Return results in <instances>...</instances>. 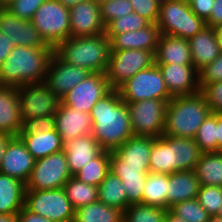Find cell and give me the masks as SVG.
<instances>
[{"instance_id":"6da1fadb","label":"cell","mask_w":222,"mask_h":222,"mask_svg":"<svg viewBox=\"0 0 222 222\" xmlns=\"http://www.w3.org/2000/svg\"><path fill=\"white\" fill-rule=\"evenodd\" d=\"M89 115L92 136L103 150L112 152L134 135L127 104L121 99L118 89H112L101 98Z\"/></svg>"},{"instance_id":"7a4b0ae2","label":"cell","mask_w":222,"mask_h":222,"mask_svg":"<svg viewBox=\"0 0 222 222\" xmlns=\"http://www.w3.org/2000/svg\"><path fill=\"white\" fill-rule=\"evenodd\" d=\"M53 47L15 46L0 68V86L45 82Z\"/></svg>"},{"instance_id":"3957f363","label":"cell","mask_w":222,"mask_h":222,"mask_svg":"<svg viewBox=\"0 0 222 222\" xmlns=\"http://www.w3.org/2000/svg\"><path fill=\"white\" fill-rule=\"evenodd\" d=\"M53 49L54 54L66 63L85 68L91 73L106 72L110 55V40L105 33L69 37Z\"/></svg>"},{"instance_id":"277c9868","label":"cell","mask_w":222,"mask_h":222,"mask_svg":"<svg viewBox=\"0 0 222 222\" xmlns=\"http://www.w3.org/2000/svg\"><path fill=\"white\" fill-rule=\"evenodd\" d=\"M210 113V108L200 91L173 97L166 106L163 135L194 139Z\"/></svg>"},{"instance_id":"5b68a950","label":"cell","mask_w":222,"mask_h":222,"mask_svg":"<svg viewBox=\"0 0 222 222\" xmlns=\"http://www.w3.org/2000/svg\"><path fill=\"white\" fill-rule=\"evenodd\" d=\"M160 33L190 39L206 26L184 0H166L159 4L156 23Z\"/></svg>"},{"instance_id":"8992f818","label":"cell","mask_w":222,"mask_h":222,"mask_svg":"<svg viewBox=\"0 0 222 222\" xmlns=\"http://www.w3.org/2000/svg\"><path fill=\"white\" fill-rule=\"evenodd\" d=\"M30 21L53 48L71 35L69 8L58 0H45Z\"/></svg>"},{"instance_id":"52a82bcc","label":"cell","mask_w":222,"mask_h":222,"mask_svg":"<svg viewBox=\"0 0 222 222\" xmlns=\"http://www.w3.org/2000/svg\"><path fill=\"white\" fill-rule=\"evenodd\" d=\"M24 207L52 222H74L75 209L63 188L25 190Z\"/></svg>"},{"instance_id":"ba28073f","label":"cell","mask_w":222,"mask_h":222,"mask_svg":"<svg viewBox=\"0 0 222 222\" xmlns=\"http://www.w3.org/2000/svg\"><path fill=\"white\" fill-rule=\"evenodd\" d=\"M118 91L124 102L145 99H160L169 102L173 98L166 87L161 70L156 64L129 78L118 88Z\"/></svg>"},{"instance_id":"9c48e42d","label":"cell","mask_w":222,"mask_h":222,"mask_svg":"<svg viewBox=\"0 0 222 222\" xmlns=\"http://www.w3.org/2000/svg\"><path fill=\"white\" fill-rule=\"evenodd\" d=\"M153 64H155V56L148 50L110 51L106 78L112 89H118L129 78L139 71L150 68Z\"/></svg>"},{"instance_id":"30bf717a","label":"cell","mask_w":222,"mask_h":222,"mask_svg":"<svg viewBox=\"0 0 222 222\" xmlns=\"http://www.w3.org/2000/svg\"><path fill=\"white\" fill-rule=\"evenodd\" d=\"M71 177L67 157L62 150L36 160L25 188L26 190L60 189Z\"/></svg>"},{"instance_id":"8fae6325","label":"cell","mask_w":222,"mask_h":222,"mask_svg":"<svg viewBox=\"0 0 222 222\" xmlns=\"http://www.w3.org/2000/svg\"><path fill=\"white\" fill-rule=\"evenodd\" d=\"M167 103L160 99L126 102L133 134L152 138L163 135Z\"/></svg>"},{"instance_id":"7c38bea8","label":"cell","mask_w":222,"mask_h":222,"mask_svg":"<svg viewBox=\"0 0 222 222\" xmlns=\"http://www.w3.org/2000/svg\"><path fill=\"white\" fill-rule=\"evenodd\" d=\"M22 122L31 118L54 116L61 99L43 82L18 87Z\"/></svg>"},{"instance_id":"4fadbf2b","label":"cell","mask_w":222,"mask_h":222,"mask_svg":"<svg viewBox=\"0 0 222 222\" xmlns=\"http://www.w3.org/2000/svg\"><path fill=\"white\" fill-rule=\"evenodd\" d=\"M112 90L105 73H91L67 92L61 103L81 112L90 113L93 106Z\"/></svg>"},{"instance_id":"5bb4252c","label":"cell","mask_w":222,"mask_h":222,"mask_svg":"<svg viewBox=\"0 0 222 222\" xmlns=\"http://www.w3.org/2000/svg\"><path fill=\"white\" fill-rule=\"evenodd\" d=\"M91 72L85 68L71 65L60 60L55 54L51 57L47 69L45 84L60 99L86 79Z\"/></svg>"},{"instance_id":"9a60e30c","label":"cell","mask_w":222,"mask_h":222,"mask_svg":"<svg viewBox=\"0 0 222 222\" xmlns=\"http://www.w3.org/2000/svg\"><path fill=\"white\" fill-rule=\"evenodd\" d=\"M0 33L15 46L52 47L44 41L31 21L18 18L6 8H0Z\"/></svg>"},{"instance_id":"2e32d148","label":"cell","mask_w":222,"mask_h":222,"mask_svg":"<svg viewBox=\"0 0 222 222\" xmlns=\"http://www.w3.org/2000/svg\"><path fill=\"white\" fill-rule=\"evenodd\" d=\"M70 37L94 36L105 33L100 4L87 0L69 9Z\"/></svg>"},{"instance_id":"e0dca14e","label":"cell","mask_w":222,"mask_h":222,"mask_svg":"<svg viewBox=\"0 0 222 222\" xmlns=\"http://www.w3.org/2000/svg\"><path fill=\"white\" fill-rule=\"evenodd\" d=\"M161 70L172 97L191 95L200 91L199 74L194 65L156 64Z\"/></svg>"},{"instance_id":"ac0fdd59","label":"cell","mask_w":222,"mask_h":222,"mask_svg":"<svg viewBox=\"0 0 222 222\" xmlns=\"http://www.w3.org/2000/svg\"><path fill=\"white\" fill-rule=\"evenodd\" d=\"M36 159L28 152L22 140L13 137L5 150L0 172L26 183Z\"/></svg>"},{"instance_id":"d6986e66","label":"cell","mask_w":222,"mask_h":222,"mask_svg":"<svg viewBox=\"0 0 222 222\" xmlns=\"http://www.w3.org/2000/svg\"><path fill=\"white\" fill-rule=\"evenodd\" d=\"M55 129L62 143L86 134H92V120L89 113L70 108L60 102L54 115Z\"/></svg>"},{"instance_id":"ffe728a7","label":"cell","mask_w":222,"mask_h":222,"mask_svg":"<svg viewBox=\"0 0 222 222\" xmlns=\"http://www.w3.org/2000/svg\"><path fill=\"white\" fill-rule=\"evenodd\" d=\"M188 42L192 62L198 72L222 53L214 27L205 26L194 37L188 39Z\"/></svg>"},{"instance_id":"44dd1931","label":"cell","mask_w":222,"mask_h":222,"mask_svg":"<svg viewBox=\"0 0 222 222\" xmlns=\"http://www.w3.org/2000/svg\"><path fill=\"white\" fill-rule=\"evenodd\" d=\"M160 35L158 25L150 23L142 29L114 35L110 39V51L140 49L151 51L155 55Z\"/></svg>"},{"instance_id":"7402d4cb","label":"cell","mask_w":222,"mask_h":222,"mask_svg":"<svg viewBox=\"0 0 222 222\" xmlns=\"http://www.w3.org/2000/svg\"><path fill=\"white\" fill-rule=\"evenodd\" d=\"M103 149L92 134L76 137L63 143V152L67 157L69 170L74 176L83 165L96 158Z\"/></svg>"},{"instance_id":"603a6c76","label":"cell","mask_w":222,"mask_h":222,"mask_svg":"<svg viewBox=\"0 0 222 222\" xmlns=\"http://www.w3.org/2000/svg\"><path fill=\"white\" fill-rule=\"evenodd\" d=\"M21 129L18 87L0 86V133L16 137Z\"/></svg>"},{"instance_id":"cb8c5ba5","label":"cell","mask_w":222,"mask_h":222,"mask_svg":"<svg viewBox=\"0 0 222 222\" xmlns=\"http://www.w3.org/2000/svg\"><path fill=\"white\" fill-rule=\"evenodd\" d=\"M155 64L193 65L188 39L161 34L155 52Z\"/></svg>"},{"instance_id":"d4e9b609","label":"cell","mask_w":222,"mask_h":222,"mask_svg":"<svg viewBox=\"0 0 222 222\" xmlns=\"http://www.w3.org/2000/svg\"><path fill=\"white\" fill-rule=\"evenodd\" d=\"M155 138L133 135L112 153L123 163V166L149 167L152 143Z\"/></svg>"},{"instance_id":"484cf974","label":"cell","mask_w":222,"mask_h":222,"mask_svg":"<svg viewBox=\"0 0 222 222\" xmlns=\"http://www.w3.org/2000/svg\"><path fill=\"white\" fill-rule=\"evenodd\" d=\"M199 180L194 170L176 171L168 176L167 210L178 202L197 197Z\"/></svg>"},{"instance_id":"4316f807","label":"cell","mask_w":222,"mask_h":222,"mask_svg":"<svg viewBox=\"0 0 222 222\" xmlns=\"http://www.w3.org/2000/svg\"><path fill=\"white\" fill-rule=\"evenodd\" d=\"M25 183L0 172V214L17 215L24 207Z\"/></svg>"},{"instance_id":"83f0119b","label":"cell","mask_w":222,"mask_h":222,"mask_svg":"<svg viewBox=\"0 0 222 222\" xmlns=\"http://www.w3.org/2000/svg\"><path fill=\"white\" fill-rule=\"evenodd\" d=\"M18 137L36 160L63 150L61 136L56 129L45 133L18 134Z\"/></svg>"},{"instance_id":"f1b7e54d","label":"cell","mask_w":222,"mask_h":222,"mask_svg":"<svg viewBox=\"0 0 222 222\" xmlns=\"http://www.w3.org/2000/svg\"><path fill=\"white\" fill-rule=\"evenodd\" d=\"M201 151L193 138L172 136L174 172L194 170Z\"/></svg>"},{"instance_id":"f546056e","label":"cell","mask_w":222,"mask_h":222,"mask_svg":"<svg viewBox=\"0 0 222 222\" xmlns=\"http://www.w3.org/2000/svg\"><path fill=\"white\" fill-rule=\"evenodd\" d=\"M200 186L222 187V154L203 152L194 169Z\"/></svg>"},{"instance_id":"4dcf8cb0","label":"cell","mask_w":222,"mask_h":222,"mask_svg":"<svg viewBox=\"0 0 222 222\" xmlns=\"http://www.w3.org/2000/svg\"><path fill=\"white\" fill-rule=\"evenodd\" d=\"M98 201L124 212L130 205L127 202L126 190L113 172L109 171L98 186Z\"/></svg>"},{"instance_id":"1f68e13d","label":"cell","mask_w":222,"mask_h":222,"mask_svg":"<svg viewBox=\"0 0 222 222\" xmlns=\"http://www.w3.org/2000/svg\"><path fill=\"white\" fill-rule=\"evenodd\" d=\"M150 173L172 174L174 164L172 156V136L161 135L155 138L150 153Z\"/></svg>"},{"instance_id":"d6a6232c","label":"cell","mask_w":222,"mask_h":222,"mask_svg":"<svg viewBox=\"0 0 222 222\" xmlns=\"http://www.w3.org/2000/svg\"><path fill=\"white\" fill-rule=\"evenodd\" d=\"M74 222H123V212L97 201L76 209Z\"/></svg>"},{"instance_id":"836d02e7","label":"cell","mask_w":222,"mask_h":222,"mask_svg":"<svg viewBox=\"0 0 222 222\" xmlns=\"http://www.w3.org/2000/svg\"><path fill=\"white\" fill-rule=\"evenodd\" d=\"M168 174L148 172L142 196V204L167 210Z\"/></svg>"},{"instance_id":"e575fe53","label":"cell","mask_w":222,"mask_h":222,"mask_svg":"<svg viewBox=\"0 0 222 222\" xmlns=\"http://www.w3.org/2000/svg\"><path fill=\"white\" fill-rule=\"evenodd\" d=\"M110 157L111 152L103 150L96 158L83 165L74 177L98 187L110 171Z\"/></svg>"},{"instance_id":"d590c367","label":"cell","mask_w":222,"mask_h":222,"mask_svg":"<svg viewBox=\"0 0 222 222\" xmlns=\"http://www.w3.org/2000/svg\"><path fill=\"white\" fill-rule=\"evenodd\" d=\"M63 189L75 210L98 201V187L84 183L74 176L65 183Z\"/></svg>"},{"instance_id":"8d00e7d4","label":"cell","mask_w":222,"mask_h":222,"mask_svg":"<svg viewBox=\"0 0 222 222\" xmlns=\"http://www.w3.org/2000/svg\"><path fill=\"white\" fill-rule=\"evenodd\" d=\"M166 209L145 205L131 204L123 212V222H164Z\"/></svg>"},{"instance_id":"74e56055","label":"cell","mask_w":222,"mask_h":222,"mask_svg":"<svg viewBox=\"0 0 222 222\" xmlns=\"http://www.w3.org/2000/svg\"><path fill=\"white\" fill-rule=\"evenodd\" d=\"M150 22L137 13L126 14L123 17L112 20L105 27V34L109 40L114 35H119L129 31H135L148 26Z\"/></svg>"},{"instance_id":"f35d334b","label":"cell","mask_w":222,"mask_h":222,"mask_svg":"<svg viewBox=\"0 0 222 222\" xmlns=\"http://www.w3.org/2000/svg\"><path fill=\"white\" fill-rule=\"evenodd\" d=\"M174 215L186 222H208L210 215L197 199L178 202L169 209Z\"/></svg>"},{"instance_id":"ab89813d","label":"cell","mask_w":222,"mask_h":222,"mask_svg":"<svg viewBox=\"0 0 222 222\" xmlns=\"http://www.w3.org/2000/svg\"><path fill=\"white\" fill-rule=\"evenodd\" d=\"M216 126L217 113H210L194 138L202 153L216 152Z\"/></svg>"},{"instance_id":"60d3db41","label":"cell","mask_w":222,"mask_h":222,"mask_svg":"<svg viewBox=\"0 0 222 222\" xmlns=\"http://www.w3.org/2000/svg\"><path fill=\"white\" fill-rule=\"evenodd\" d=\"M196 199L210 216H216L222 204V187L200 186Z\"/></svg>"},{"instance_id":"b9f144b4","label":"cell","mask_w":222,"mask_h":222,"mask_svg":"<svg viewBox=\"0 0 222 222\" xmlns=\"http://www.w3.org/2000/svg\"><path fill=\"white\" fill-rule=\"evenodd\" d=\"M134 12L129 0H107L100 4L101 20L105 27L114 19Z\"/></svg>"},{"instance_id":"7bdbcfd3","label":"cell","mask_w":222,"mask_h":222,"mask_svg":"<svg viewBox=\"0 0 222 222\" xmlns=\"http://www.w3.org/2000/svg\"><path fill=\"white\" fill-rule=\"evenodd\" d=\"M110 171L120 180L132 178H146L149 167L123 166V163L111 152Z\"/></svg>"},{"instance_id":"ee69618b","label":"cell","mask_w":222,"mask_h":222,"mask_svg":"<svg viewBox=\"0 0 222 222\" xmlns=\"http://www.w3.org/2000/svg\"><path fill=\"white\" fill-rule=\"evenodd\" d=\"M200 92L205 97L211 113H222V81L204 84Z\"/></svg>"},{"instance_id":"f6af8a7d","label":"cell","mask_w":222,"mask_h":222,"mask_svg":"<svg viewBox=\"0 0 222 222\" xmlns=\"http://www.w3.org/2000/svg\"><path fill=\"white\" fill-rule=\"evenodd\" d=\"M44 1L45 0H15L8 5L6 9L18 18L30 21Z\"/></svg>"},{"instance_id":"bcb514c9","label":"cell","mask_w":222,"mask_h":222,"mask_svg":"<svg viewBox=\"0 0 222 222\" xmlns=\"http://www.w3.org/2000/svg\"><path fill=\"white\" fill-rule=\"evenodd\" d=\"M55 129L54 116L38 117L24 120L19 134L45 133Z\"/></svg>"},{"instance_id":"7dc6e473","label":"cell","mask_w":222,"mask_h":222,"mask_svg":"<svg viewBox=\"0 0 222 222\" xmlns=\"http://www.w3.org/2000/svg\"><path fill=\"white\" fill-rule=\"evenodd\" d=\"M199 88L204 84L222 81V53L199 72Z\"/></svg>"},{"instance_id":"c3c4849f","label":"cell","mask_w":222,"mask_h":222,"mask_svg":"<svg viewBox=\"0 0 222 222\" xmlns=\"http://www.w3.org/2000/svg\"><path fill=\"white\" fill-rule=\"evenodd\" d=\"M134 13L147 19L150 23H157L159 17V2L156 0H129Z\"/></svg>"},{"instance_id":"681fc988","label":"cell","mask_w":222,"mask_h":222,"mask_svg":"<svg viewBox=\"0 0 222 222\" xmlns=\"http://www.w3.org/2000/svg\"><path fill=\"white\" fill-rule=\"evenodd\" d=\"M146 178L123 179L127 202L131 204L142 203L143 190Z\"/></svg>"},{"instance_id":"f907efd6","label":"cell","mask_w":222,"mask_h":222,"mask_svg":"<svg viewBox=\"0 0 222 222\" xmlns=\"http://www.w3.org/2000/svg\"><path fill=\"white\" fill-rule=\"evenodd\" d=\"M215 0H192L189 5L191 10L205 22L209 19Z\"/></svg>"},{"instance_id":"816d5d0a","label":"cell","mask_w":222,"mask_h":222,"mask_svg":"<svg viewBox=\"0 0 222 222\" xmlns=\"http://www.w3.org/2000/svg\"><path fill=\"white\" fill-rule=\"evenodd\" d=\"M211 9V15L206 21V26L216 28L222 25V0H215Z\"/></svg>"},{"instance_id":"f5cc1de1","label":"cell","mask_w":222,"mask_h":222,"mask_svg":"<svg viewBox=\"0 0 222 222\" xmlns=\"http://www.w3.org/2000/svg\"><path fill=\"white\" fill-rule=\"evenodd\" d=\"M16 222H52L48 218L28 211L23 207L16 215Z\"/></svg>"},{"instance_id":"db71d44e","label":"cell","mask_w":222,"mask_h":222,"mask_svg":"<svg viewBox=\"0 0 222 222\" xmlns=\"http://www.w3.org/2000/svg\"><path fill=\"white\" fill-rule=\"evenodd\" d=\"M14 47L12 41L6 35L0 33V68Z\"/></svg>"},{"instance_id":"11a10c76","label":"cell","mask_w":222,"mask_h":222,"mask_svg":"<svg viewBox=\"0 0 222 222\" xmlns=\"http://www.w3.org/2000/svg\"><path fill=\"white\" fill-rule=\"evenodd\" d=\"M216 152L220 151L222 147V113H217L216 126Z\"/></svg>"},{"instance_id":"9f6ffc18","label":"cell","mask_w":222,"mask_h":222,"mask_svg":"<svg viewBox=\"0 0 222 222\" xmlns=\"http://www.w3.org/2000/svg\"><path fill=\"white\" fill-rule=\"evenodd\" d=\"M12 138H13V136H11L9 134L0 133V165L3 160L6 147Z\"/></svg>"},{"instance_id":"6f0895ef","label":"cell","mask_w":222,"mask_h":222,"mask_svg":"<svg viewBox=\"0 0 222 222\" xmlns=\"http://www.w3.org/2000/svg\"><path fill=\"white\" fill-rule=\"evenodd\" d=\"M164 222H186L180 217H177L174 215L169 209L166 212L165 220Z\"/></svg>"},{"instance_id":"680465c9","label":"cell","mask_w":222,"mask_h":222,"mask_svg":"<svg viewBox=\"0 0 222 222\" xmlns=\"http://www.w3.org/2000/svg\"><path fill=\"white\" fill-rule=\"evenodd\" d=\"M59 2H61L66 8H71L74 5H77L80 2H84L87 0H58Z\"/></svg>"},{"instance_id":"91938a15","label":"cell","mask_w":222,"mask_h":222,"mask_svg":"<svg viewBox=\"0 0 222 222\" xmlns=\"http://www.w3.org/2000/svg\"><path fill=\"white\" fill-rule=\"evenodd\" d=\"M0 222H16V215L0 214Z\"/></svg>"},{"instance_id":"94428289","label":"cell","mask_w":222,"mask_h":222,"mask_svg":"<svg viewBox=\"0 0 222 222\" xmlns=\"http://www.w3.org/2000/svg\"><path fill=\"white\" fill-rule=\"evenodd\" d=\"M215 29H216L219 44H220V47H221V50H222V25L216 27Z\"/></svg>"},{"instance_id":"6125c7cd","label":"cell","mask_w":222,"mask_h":222,"mask_svg":"<svg viewBox=\"0 0 222 222\" xmlns=\"http://www.w3.org/2000/svg\"><path fill=\"white\" fill-rule=\"evenodd\" d=\"M15 0H0V8H6L8 5H10Z\"/></svg>"},{"instance_id":"be15d7a7","label":"cell","mask_w":222,"mask_h":222,"mask_svg":"<svg viewBox=\"0 0 222 222\" xmlns=\"http://www.w3.org/2000/svg\"><path fill=\"white\" fill-rule=\"evenodd\" d=\"M208 222H222V217H219L218 215L210 216Z\"/></svg>"},{"instance_id":"e7e4bbea","label":"cell","mask_w":222,"mask_h":222,"mask_svg":"<svg viewBox=\"0 0 222 222\" xmlns=\"http://www.w3.org/2000/svg\"><path fill=\"white\" fill-rule=\"evenodd\" d=\"M95 3H98V4H101L102 2L104 1H107V0H93Z\"/></svg>"},{"instance_id":"03108f58","label":"cell","mask_w":222,"mask_h":222,"mask_svg":"<svg viewBox=\"0 0 222 222\" xmlns=\"http://www.w3.org/2000/svg\"><path fill=\"white\" fill-rule=\"evenodd\" d=\"M218 216H219V217H222V204H221V207H220Z\"/></svg>"},{"instance_id":"003e7915","label":"cell","mask_w":222,"mask_h":222,"mask_svg":"<svg viewBox=\"0 0 222 222\" xmlns=\"http://www.w3.org/2000/svg\"><path fill=\"white\" fill-rule=\"evenodd\" d=\"M156 1L159 2V3H163L166 0H156Z\"/></svg>"},{"instance_id":"a7ac6f4b","label":"cell","mask_w":222,"mask_h":222,"mask_svg":"<svg viewBox=\"0 0 222 222\" xmlns=\"http://www.w3.org/2000/svg\"><path fill=\"white\" fill-rule=\"evenodd\" d=\"M184 1L189 4L192 0H184Z\"/></svg>"}]
</instances>
